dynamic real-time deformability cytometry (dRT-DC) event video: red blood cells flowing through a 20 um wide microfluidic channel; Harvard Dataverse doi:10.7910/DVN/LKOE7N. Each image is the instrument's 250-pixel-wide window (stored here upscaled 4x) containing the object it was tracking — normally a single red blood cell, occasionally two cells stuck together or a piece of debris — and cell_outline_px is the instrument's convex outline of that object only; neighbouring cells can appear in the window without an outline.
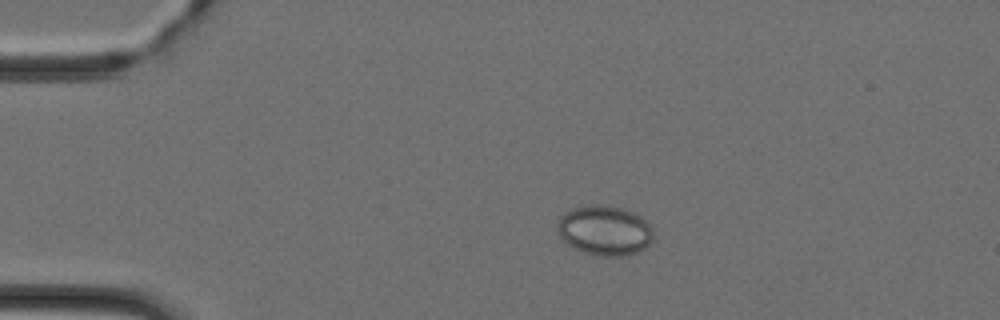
{"species": "Egyptian fruit bat (a non-hibernating species)", "species_latin": "Rousettus aegyptiacus", "temperature_condition": "cold", "stored_images_in_passage": 47, "camera_frame_rate_fps": 3000, "um_per_image_px": 0.085, "animal": {"sex": "female"}, "frame": {"image": 1, "passage_image": 10, "time_ms": 3.0, "image_size_px": [1000, 320], "cell_outline_px": [[652, 240], [644, 248], [636, 252], [624, 256], [596, 256], [584, 252], [560, 240], [556, 228], [556, 224], [560, 216], [564, 212], [572, 208], [592, 204], [604, 204], [620, 208], [632, 212], [640, 216], [652, 228]], "centroid_in_image_um": [51.33, 19.58], "position_along_channel_um": 33.7, "area_um2": 28.03}}
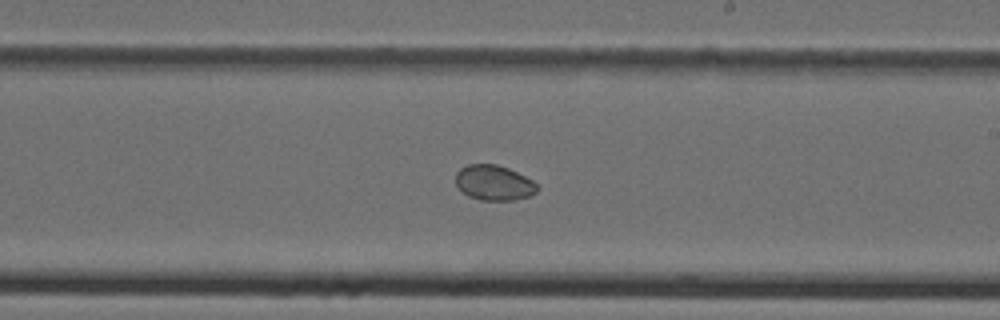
{"frame": {"image": 2, "passage_image": 28, "time_ms": 9.0, "image_size_px": [1000, 320], "cell_outline_px": [[540, 188], [536, 192], [528, 196], [512, 200], [480, 200], [468, 196], [456, 184], [456, 172], [460, 168], [468, 164], [496, 164], [508, 168], [532, 180]], "centroid_in_image_um": [41.98, 15.53], "position_along_channel_um": 247.0, "area_um2": 16.59}}
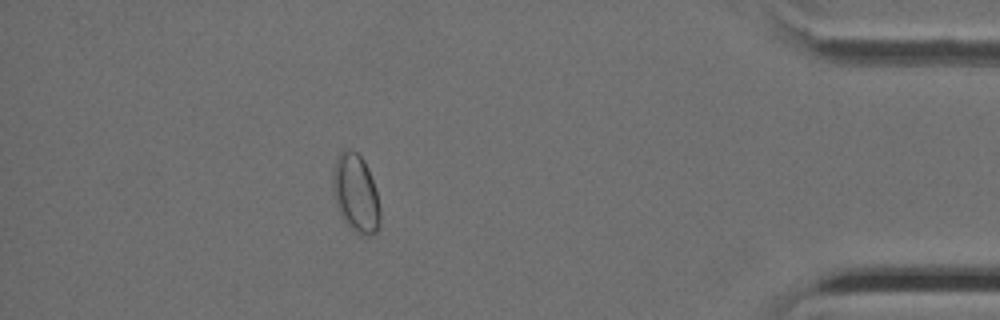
{"frame": {"image": 3, "passage_image": 42, "time_ms": 13.667, "image_size_px": [1000, 320], "cell_outline_px": [[380, 224], [376, 232], [372, 236], [360, 236], [352, 232], [340, 216], [336, 204], [332, 188], [332, 172], [336, 156], [344, 148], [348, 148], [356, 152], [364, 160], [368, 168], [376, 192], [380, 208]], "centroid_in_image_um": [30.22, 16.46], "position_along_channel_um": 405.0, "area_um2": 22.08}}